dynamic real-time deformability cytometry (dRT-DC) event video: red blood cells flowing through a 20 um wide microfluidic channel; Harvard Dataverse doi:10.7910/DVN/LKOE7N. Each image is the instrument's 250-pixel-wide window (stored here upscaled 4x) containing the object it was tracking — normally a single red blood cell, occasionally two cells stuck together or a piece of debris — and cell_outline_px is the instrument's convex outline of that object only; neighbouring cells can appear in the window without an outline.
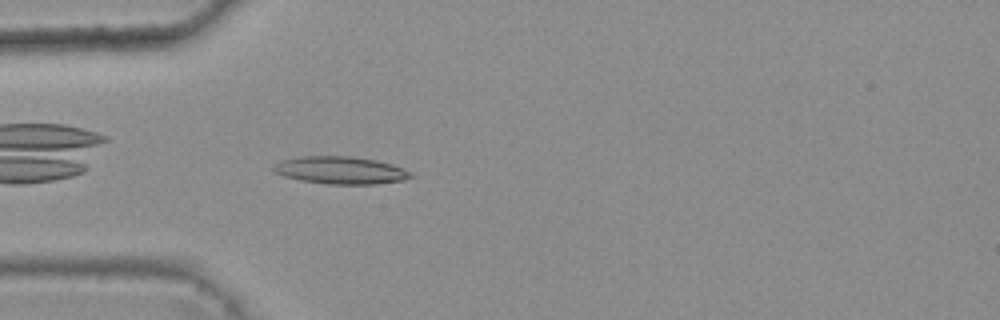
{"species": "common noctule bat (a hibernating species)", "species_latin": "Nyctalus noctula", "temperature_condition": "warm", "stored_images_in_passage": 6, "camera_frame_rate_fps": 3000, "um_per_image_px": 0.085, "animal": {"sex": "female", "body_mass_g": 25.1}, "frame": {"image": 1, "passage_image": 6, "time_ms": 1.667, "image_size_px": [1000, 320], "cell_outline_px": [[412, 176], [404, 180], [376, 184], [328, 184], [300, 180], [284, 176], [276, 172], [272, 168], [280, 160], [300, 156], [348, 156], [376, 160], [392, 164], [412, 172]], "centroid_in_image_um": [28.95, 14.47], "position_along_channel_um": 56.1, "area_um2": 21.91}}